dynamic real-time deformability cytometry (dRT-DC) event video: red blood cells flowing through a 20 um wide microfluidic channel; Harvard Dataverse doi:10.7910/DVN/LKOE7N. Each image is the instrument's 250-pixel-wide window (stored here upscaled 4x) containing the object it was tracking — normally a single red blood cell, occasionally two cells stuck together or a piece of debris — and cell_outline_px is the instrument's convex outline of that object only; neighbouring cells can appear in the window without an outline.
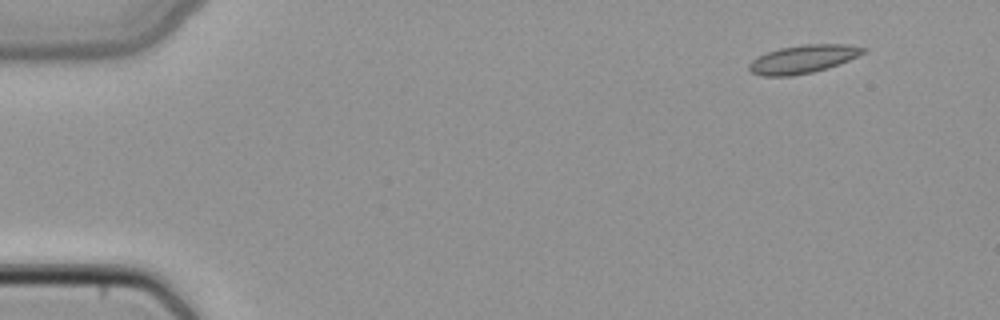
{"species": "common noctule bat (a hibernating species)", "species_latin": "Nyctalus noctula", "temperature_condition": "cold", "stored_images_in_passage": 45, "camera_frame_rate_fps": 3000, "um_per_image_px": 0.085, "animal": {"sex": "female", "body_mass_g": 22.7, "forearm_length_mm": 54.2}, "frame": {"image": 1, "passage_image": 1, "time_ms": 0.0, "image_size_px": [1000, 320], "cell_outline_px": [[868, 48], [864, 52], [840, 64], [828, 68], [812, 72], [792, 76], [764, 76], [752, 72], [748, 68], [748, 64], [756, 56], [780, 48], [804, 44], [844, 44]], "centroid_in_image_um": [68.23, 5.02], "position_along_channel_um": 16.8, "area_um2": 18.67}}
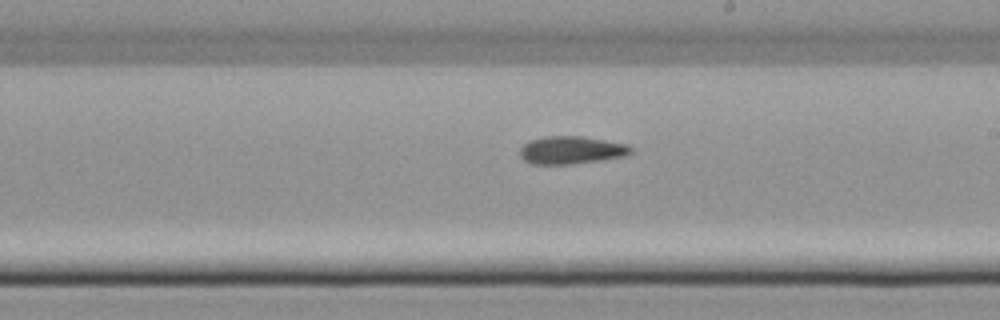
{"frame": {"image": 2, "passage_image": 25, "time_ms": 8.0, "image_size_px": [1000, 320], "cell_outline_px": [[636, 152], [624, 156], [600, 160], [572, 164], [532, 164], [524, 160], [520, 156], [520, 148], [528, 140], [548, 136], [580, 136], [628, 144]], "centroid_in_image_um": [48.57, 12.76], "position_along_channel_um": 240.4, "area_um2": 18.03}}
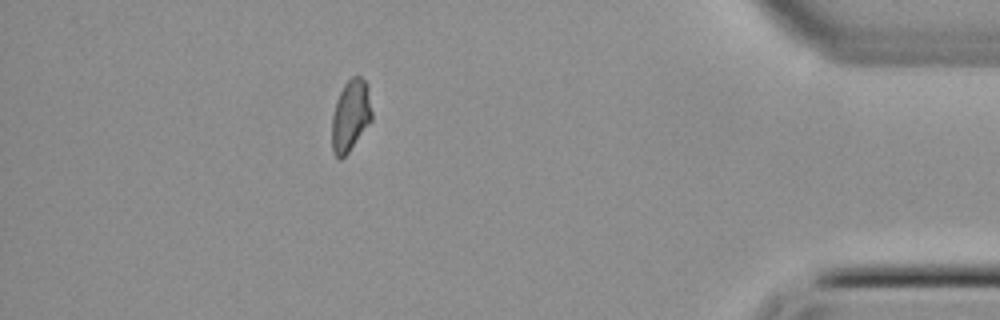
{"frame": {"image": 3, "passage_image": 40, "time_ms": 13.0, "image_size_px": [1000, 320], "cell_outline_px": [[372, 120], [348, 152], [340, 160], [332, 152], [332, 116], [336, 100], [344, 84], [352, 76], [360, 76], [368, 84], [372, 112]], "centroid_in_image_um": [29.8, 9.81], "position_along_channel_um": 405.4, "area_um2": 16.7}}